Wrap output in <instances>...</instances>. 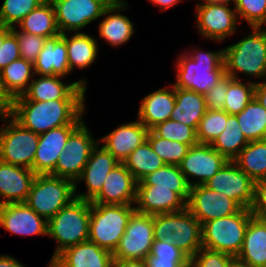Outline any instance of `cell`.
<instances>
[{"label": "cell", "instance_id": "cell-52", "mask_svg": "<svg viewBox=\"0 0 266 267\" xmlns=\"http://www.w3.org/2000/svg\"><path fill=\"white\" fill-rule=\"evenodd\" d=\"M191 259H160L148 255L144 259L146 267H190Z\"/></svg>", "mask_w": 266, "mask_h": 267}, {"label": "cell", "instance_id": "cell-12", "mask_svg": "<svg viewBox=\"0 0 266 267\" xmlns=\"http://www.w3.org/2000/svg\"><path fill=\"white\" fill-rule=\"evenodd\" d=\"M204 185L234 200L241 208L252 206L254 181L233 161H228Z\"/></svg>", "mask_w": 266, "mask_h": 267}, {"label": "cell", "instance_id": "cell-26", "mask_svg": "<svg viewBox=\"0 0 266 267\" xmlns=\"http://www.w3.org/2000/svg\"><path fill=\"white\" fill-rule=\"evenodd\" d=\"M35 75L39 76H66L71 71L67 57L65 34L49 38L33 63Z\"/></svg>", "mask_w": 266, "mask_h": 267}, {"label": "cell", "instance_id": "cell-56", "mask_svg": "<svg viewBox=\"0 0 266 267\" xmlns=\"http://www.w3.org/2000/svg\"><path fill=\"white\" fill-rule=\"evenodd\" d=\"M0 267H24V266L12 256L0 255Z\"/></svg>", "mask_w": 266, "mask_h": 267}, {"label": "cell", "instance_id": "cell-43", "mask_svg": "<svg viewBox=\"0 0 266 267\" xmlns=\"http://www.w3.org/2000/svg\"><path fill=\"white\" fill-rule=\"evenodd\" d=\"M152 130L162 138L187 144L190 147L197 144L196 131L182 122L168 119L158 123Z\"/></svg>", "mask_w": 266, "mask_h": 267}, {"label": "cell", "instance_id": "cell-20", "mask_svg": "<svg viewBox=\"0 0 266 267\" xmlns=\"http://www.w3.org/2000/svg\"><path fill=\"white\" fill-rule=\"evenodd\" d=\"M99 143L93 148L88 162L76 183L85 180L86 193L75 192L76 198L91 201L102 189L106 176L120 162Z\"/></svg>", "mask_w": 266, "mask_h": 267}, {"label": "cell", "instance_id": "cell-34", "mask_svg": "<svg viewBox=\"0 0 266 267\" xmlns=\"http://www.w3.org/2000/svg\"><path fill=\"white\" fill-rule=\"evenodd\" d=\"M137 185H155V188H175V192L187 203L190 192L185 175L179 165L166 164L144 177Z\"/></svg>", "mask_w": 266, "mask_h": 267}, {"label": "cell", "instance_id": "cell-57", "mask_svg": "<svg viewBox=\"0 0 266 267\" xmlns=\"http://www.w3.org/2000/svg\"><path fill=\"white\" fill-rule=\"evenodd\" d=\"M151 1L154 5L160 6V10H166L177 3H179L181 0H149Z\"/></svg>", "mask_w": 266, "mask_h": 267}, {"label": "cell", "instance_id": "cell-50", "mask_svg": "<svg viewBox=\"0 0 266 267\" xmlns=\"http://www.w3.org/2000/svg\"><path fill=\"white\" fill-rule=\"evenodd\" d=\"M154 240H169L172 242V212L153 215Z\"/></svg>", "mask_w": 266, "mask_h": 267}, {"label": "cell", "instance_id": "cell-17", "mask_svg": "<svg viewBox=\"0 0 266 267\" xmlns=\"http://www.w3.org/2000/svg\"><path fill=\"white\" fill-rule=\"evenodd\" d=\"M137 180L123 163L117 164L106 176L101 191L90 201L104 205H132L135 203Z\"/></svg>", "mask_w": 266, "mask_h": 267}, {"label": "cell", "instance_id": "cell-21", "mask_svg": "<svg viewBox=\"0 0 266 267\" xmlns=\"http://www.w3.org/2000/svg\"><path fill=\"white\" fill-rule=\"evenodd\" d=\"M135 205L136 212L148 215L186 208V202L175 192V188H155V185H137Z\"/></svg>", "mask_w": 266, "mask_h": 267}, {"label": "cell", "instance_id": "cell-27", "mask_svg": "<svg viewBox=\"0 0 266 267\" xmlns=\"http://www.w3.org/2000/svg\"><path fill=\"white\" fill-rule=\"evenodd\" d=\"M161 88L145 96L138 111V120L149 130L170 119L175 107V87Z\"/></svg>", "mask_w": 266, "mask_h": 267}, {"label": "cell", "instance_id": "cell-59", "mask_svg": "<svg viewBox=\"0 0 266 267\" xmlns=\"http://www.w3.org/2000/svg\"><path fill=\"white\" fill-rule=\"evenodd\" d=\"M204 4L218 3V4H229L230 1L234 3V0H202Z\"/></svg>", "mask_w": 266, "mask_h": 267}, {"label": "cell", "instance_id": "cell-51", "mask_svg": "<svg viewBox=\"0 0 266 267\" xmlns=\"http://www.w3.org/2000/svg\"><path fill=\"white\" fill-rule=\"evenodd\" d=\"M250 211L254 217L266 220V179L254 182V200Z\"/></svg>", "mask_w": 266, "mask_h": 267}, {"label": "cell", "instance_id": "cell-24", "mask_svg": "<svg viewBox=\"0 0 266 267\" xmlns=\"http://www.w3.org/2000/svg\"><path fill=\"white\" fill-rule=\"evenodd\" d=\"M149 129L139 120L125 123L102 137L100 141L120 163L129 156L138 146L147 140Z\"/></svg>", "mask_w": 266, "mask_h": 267}, {"label": "cell", "instance_id": "cell-8", "mask_svg": "<svg viewBox=\"0 0 266 267\" xmlns=\"http://www.w3.org/2000/svg\"><path fill=\"white\" fill-rule=\"evenodd\" d=\"M1 120L8 124L0 128V160L33 171L39 134L24 128L11 115L0 117Z\"/></svg>", "mask_w": 266, "mask_h": 267}, {"label": "cell", "instance_id": "cell-53", "mask_svg": "<svg viewBox=\"0 0 266 267\" xmlns=\"http://www.w3.org/2000/svg\"><path fill=\"white\" fill-rule=\"evenodd\" d=\"M15 98L7 90L0 72V117L11 115Z\"/></svg>", "mask_w": 266, "mask_h": 267}, {"label": "cell", "instance_id": "cell-19", "mask_svg": "<svg viewBox=\"0 0 266 267\" xmlns=\"http://www.w3.org/2000/svg\"><path fill=\"white\" fill-rule=\"evenodd\" d=\"M79 125H64L39 135L33 160V172L36 175L51 174L54 171L60 154L64 152L68 137Z\"/></svg>", "mask_w": 266, "mask_h": 267}, {"label": "cell", "instance_id": "cell-38", "mask_svg": "<svg viewBox=\"0 0 266 267\" xmlns=\"http://www.w3.org/2000/svg\"><path fill=\"white\" fill-rule=\"evenodd\" d=\"M0 72L7 90L14 98L22 96L27 91L28 84L31 83L30 78L33 79L35 76L33 64L21 57L12 61Z\"/></svg>", "mask_w": 266, "mask_h": 267}, {"label": "cell", "instance_id": "cell-47", "mask_svg": "<svg viewBox=\"0 0 266 267\" xmlns=\"http://www.w3.org/2000/svg\"><path fill=\"white\" fill-rule=\"evenodd\" d=\"M233 78L229 75H225L221 78L215 86H213L209 91L204 95L205 106L207 110H223L225 98L227 94L228 83Z\"/></svg>", "mask_w": 266, "mask_h": 267}, {"label": "cell", "instance_id": "cell-2", "mask_svg": "<svg viewBox=\"0 0 266 267\" xmlns=\"http://www.w3.org/2000/svg\"><path fill=\"white\" fill-rule=\"evenodd\" d=\"M182 54L178 58L175 88L205 95L225 74L224 51ZM194 52V53H193Z\"/></svg>", "mask_w": 266, "mask_h": 267}, {"label": "cell", "instance_id": "cell-35", "mask_svg": "<svg viewBox=\"0 0 266 267\" xmlns=\"http://www.w3.org/2000/svg\"><path fill=\"white\" fill-rule=\"evenodd\" d=\"M248 142L238 124L236 115L228 114L224 131L210 145L228 161H233Z\"/></svg>", "mask_w": 266, "mask_h": 267}, {"label": "cell", "instance_id": "cell-15", "mask_svg": "<svg viewBox=\"0 0 266 267\" xmlns=\"http://www.w3.org/2000/svg\"><path fill=\"white\" fill-rule=\"evenodd\" d=\"M62 76H40L31 79L27 91L15 101L85 100L86 79L64 84Z\"/></svg>", "mask_w": 266, "mask_h": 267}, {"label": "cell", "instance_id": "cell-55", "mask_svg": "<svg viewBox=\"0 0 266 267\" xmlns=\"http://www.w3.org/2000/svg\"><path fill=\"white\" fill-rule=\"evenodd\" d=\"M255 98L266 109V81L255 83Z\"/></svg>", "mask_w": 266, "mask_h": 267}, {"label": "cell", "instance_id": "cell-31", "mask_svg": "<svg viewBox=\"0 0 266 267\" xmlns=\"http://www.w3.org/2000/svg\"><path fill=\"white\" fill-rule=\"evenodd\" d=\"M17 26L20 27L19 31L47 39L61 34L56 23L54 7L50 0H46L31 11Z\"/></svg>", "mask_w": 266, "mask_h": 267}, {"label": "cell", "instance_id": "cell-40", "mask_svg": "<svg viewBox=\"0 0 266 267\" xmlns=\"http://www.w3.org/2000/svg\"><path fill=\"white\" fill-rule=\"evenodd\" d=\"M147 141L153 151L169 165H179L190 149L187 144L159 137L152 129L148 132Z\"/></svg>", "mask_w": 266, "mask_h": 267}, {"label": "cell", "instance_id": "cell-49", "mask_svg": "<svg viewBox=\"0 0 266 267\" xmlns=\"http://www.w3.org/2000/svg\"><path fill=\"white\" fill-rule=\"evenodd\" d=\"M19 44L16 34L11 31L0 48V71L12 61L20 58Z\"/></svg>", "mask_w": 266, "mask_h": 267}, {"label": "cell", "instance_id": "cell-37", "mask_svg": "<svg viewBox=\"0 0 266 267\" xmlns=\"http://www.w3.org/2000/svg\"><path fill=\"white\" fill-rule=\"evenodd\" d=\"M236 117L249 142L266 139V109L255 97Z\"/></svg>", "mask_w": 266, "mask_h": 267}, {"label": "cell", "instance_id": "cell-41", "mask_svg": "<svg viewBox=\"0 0 266 267\" xmlns=\"http://www.w3.org/2000/svg\"><path fill=\"white\" fill-rule=\"evenodd\" d=\"M46 0H4L0 8V25L14 28L31 11Z\"/></svg>", "mask_w": 266, "mask_h": 267}, {"label": "cell", "instance_id": "cell-11", "mask_svg": "<svg viewBox=\"0 0 266 267\" xmlns=\"http://www.w3.org/2000/svg\"><path fill=\"white\" fill-rule=\"evenodd\" d=\"M153 234V215L135 211L129 218L118 247L113 252V258L144 260L150 254L154 242Z\"/></svg>", "mask_w": 266, "mask_h": 267}, {"label": "cell", "instance_id": "cell-25", "mask_svg": "<svg viewBox=\"0 0 266 267\" xmlns=\"http://www.w3.org/2000/svg\"><path fill=\"white\" fill-rule=\"evenodd\" d=\"M202 225L187 208L172 212V242L190 259L202 248Z\"/></svg>", "mask_w": 266, "mask_h": 267}, {"label": "cell", "instance_id": "cell-42", "mask_svg": "<svg viewBox=\"0 0 266 267\" xmlns=\"http://www.w3.org/2000/svg\"><path fill=\"white\" fill-rule=\"evenodd\" d=\"M227 119L224 110H206L196 130L198 143L211 144L224 131Z\"/></svg>", "mask_w": 266, "mask_h": 267}, {"label": "cell", "instance_id": "cell-23", "mask_svg": "<svg viewBox=\"0 0 266 267\" xmlns=\"http://www.w3.org/2000/svg\"><path fill=\"white\" fill-rule=\"evenodd\" d=\"M36 174L0 160V205L25 202Z\"/></svg>", "mask_w": 266, "mask_h": 267}, {"label": "cell", "instance_id": "cell-18", "mask_svg": "<svg viewBox=\"0 0 266 267\" xmlns=\"http://www.w3.org/2000/svg\"><path fill=\"white\" fill-rule=\"evenodd\" d=\"M0 226L16 235H47L48 221L25 202L0 205Z\"/></svg>", "mask_w": 266, "mask_h": 267}, {"label": "cell", "instance_id": "cell-46", "mask_svg": "<svg viewBox=\"0 0 266 267\" xmlns=\"http://www.w3.org/2000/svg\"><path fill=\"white\" fill-rule=\"evenodd\" d=\"M236 257L202 247L190 260V267H231Z\"/></svg>", "mask_w": 266, "mask_h": 267}, {"label": "cell", "instance_id": "cell-7", "mask_svg": "<svg viewBox=\"0 0 266 267\" xmlns=\"http://www.w3.org/2000/svg\"><path fill=\"white\" fill-rule=\"evenodd\" d=\"M252 213L241 208L237 213L202 224V247L236 257L242 247Z\"/></svg>", "mask_w": 266, "mask_h": 267}, {"label": "cell", "instance_id": "cell-60", "mask_svg": "<svg viewBox=\"0 0 266 267\" xmlns=\"http://www.w3.org/2000/svg\"><path fill=\"white\" fill-rule=\"evenodd\" d=\"M231 267H251V266L235 258L231 263Z\"/></svg>", "mask_w": 266, "mask_h": 267}, {"label": "cell", "instance_id": "cell-10", "mask_svg": "<svg viewBox=\"0 0 266 267\" xmlns=\"http://www.w3.org/2000/svg\"><path fill=\"white\" fill-rule=\"evenodd\" d=\"M61 34L78 32L92 21L104 16L113 0H50Z\"/></svg>", "mask_w": 266, "mask_h": 267}, {"label": "cell", "instance_id": "cell-58", "mask_svg": "<svg viewBox=\"0 0 266 267\" xmlns=\"http://www.w3.org/2000/svg\"><path fill=\"white\" fill-rule=\"evenodd\" d=\"M12 31V28L0 25V48L3 44L4 38Z\"/></svg>", "mask_w": 266, "mask_h": 267}, {"label": "cell", "instance_id": "cell-30", "mask_svg": "<svg viewBox=\"0 0 266 267\" xmlns=\"http://www.w3.org/2000/svg\"><path fill=\"white\" fill-rule=\"evenodd\" d=\"M206 110L204 95L175 88V107L171 120L182 122L196 131Z\"/></svg>", "mask_w": 266, "mask_h": 267}, {"label": "cell", "instance_id": "cell-5", "mask_svg": "<svg viewBox=\"0 0 266 267\" xmlns=\"http://www.w3.org/2000/svg\"><path fill=\"white\" fill-rule=\"evenodd\" d=\"M132 205H104L90 202L89 241L113 254L125 233Z\"/></svg>", "mask_w": 266, "mask_h": 267}, {"label": "cell", "instance_id": "cell-6", "mask_svg": "<svg viewBox=\"0 0 266 267\" xmlns=\"http://www.w3.org/2000/svg\"><path fill=\"white\" fill-rule=\"evenodd\" d=\"M77 184L50 174L36 175L25 203L47 221L76 199Z\"/></svg>", "mask_w": 266, "mask_h": 267}, {"label": "cell", "instance_id": "cell-39", "mask_svg": "<svg viewBox=\"0 0 266 267\" xmlns=\"http://www.w3.org/2000/svg\"><path fill=\"white\" fill-rule=\"evenodd\" d=\"M255 81L243 83L232 79L228 83L224 111L229 115H236L244 110L247 104L255 97Z\"/></svg>", "mask_w": 266, "mask_h": 267}, {"label": "cell", "instance_id": "cell-13", "mask_svg": "<svg viewBox=\"0 0 266 267\" xmlns=\"http://www.w3.org/2000/svg\"><path fill=\"white\" fill-rule=\"evenodd\" d=\"M186 208L201 225L207 221L233 215L241 209L234 200L205 185L190 187Z\"/></svg>", "mask_w": 266, "mask_h": 267}, {"label": "cell", "instance_id": "cell-22", "mask_svg": "<svg viewBox=\"0 0 266 267\" xmlns=\"http://www.w3.org/2000/svg\"><path fill=\"white\" fill-rule=\"evenodd\" d=\"M113 254L91 241L66 248L48 267H111Z\"/></svg>", "mask_w": 266, "mask_h": 267}, {"label": "cell", "instance_id": "cell-29", "mask_svg": "<svg viewBox=\"0 0 266 267\" xmlns=\"http://www.w3.org/2000/svg\"><path fill=\"white\" fill-rule=\"evenodd\" d=\"M236 258L251 267H266V220L250 218Z\"/></svg>", "mask_w": 266, "mask_h": 267}, {"label": "cell", "instance_id": "cell-32", "mask_svg": "<svg viewBox=\"0 0 266 267\" xmlns=\"http://www.w3.org/2000/svg\"><path fill=\"white\" fill-rule=\"evenodd\" d=\"M67 57L70 71L74 66L79 69L89 67L97 58V41L86 33L77 32L71 37L65 33Z\"/></svg>", "mask_w": 266, "mask_h": 267}, {"label": "cell", "instance_id": "cell-16", "mask_svg": "<svg viewBox=\"0 0 266 267\" xmlns=\"http://www.w3.org/2000/svg\"><path fill=\"white\" fill-rule=\"evenodd\" d=\"M229 4H198L197 29L202 37L217 41L224 40L234 34L238 25V16L235 9Z\"/></svg>", "mask_w": 266, "mask_h": 267}, {"label": "cell", "instance_id": "cell-9", "mask_svg": "<svg viewBox=\"0 0 266 267\" xmlns=\"http://www.w3.org/2000/svg\"><path fill=\"white\" fill-rule=\"evenodd\" d=\"M90 133L83 121L68 137L64 152L60 154L50 175L68 179L76 184L93 148L99 142Z\"/></svg>", "mask_w": 266, "mask_h": 267}, {"label": "cell", "instance_id": "cell-54", "mask_svg": "<svg viewBox=\"0 0 266 267\" xmlns=\"http://www.w3.org/2000/svg\"><path fill=\"white\" fill-rule=\"evenodd\" d=\"M111 267H146L144 260H123L119 258H113Z\"/></svg>", "mask_w": 266, "mask_h": 267}, {"label": "cell", "instance_id": "cell-48", "mask_svg": "<svg viewBox=\"0 0 266 267\" xmlns=\"http://www.w3.org/2000/svg\"><path fill=\"white\" fill-rule=\"evenodd\" d=\"M150 255L160 259H190L169 240H154Z\"/></svg>", "mask_w": 266, "mask_h": 267}, {"label": "cell", "instance_id": "cell-1", "mask_svg": "<svg viewBox=\"0 0 266 267\" xmlns=\"http://www.w3.org/2000/svg\"><path fill=\"white\" fill-rule=\"evenodd\" d=\"M84 100L15 101L11 116L36 134L69 124H81Z\"/></svg>", "mask_w": 266, "mask_h": 267}, {"label": "cell", "instance_id": "cell-3", "mask_svg": "<svg viewBox=\"0 0 266 267\" xmlns=\"http://www.w3.org/2000/svg\"><path fill=\"white\" fill-rule=\"evenodd\" d=\"M251 28L252 33L223 49L225 74L236 80L238 72L266 79V28Z\"/></svg>", "mask_w": 266, "mask_h": 267}, {"label": "cell", "instance_id": "cell-44", "mask_svg": "<svg viewBox=\"0 0 266 267\" xmlns=\"http://www.w3.org/2000/svg\"><path fill=\"white\" fill-rule=\"evenodd\" d=\"M238 19L246 20L251 27L266 24V0H234Z\"/></svg>", "mask_w": 266, "mask_h": 267}, {"label": "cell", "instance_id": "cell-33", "mask_svg": "<svg viewBox=\"0 0 266 267\" xmlns=\"http://www.w3.org/2000/svg\"><path fill=\"white\" fill-rule=\"evenodd\" d=\"M233 162L254 182L266 179V139L248 142Z\"/></svg>", "mask_w": 266, "mask_h": 267}, {"label": "cell", "instance_id": "cell-14", "mask_svg": "<svg viewBox=\"0 0 266 267\" xmlns=\"http://www.w3.org/2000/svg\"><path fill=\"white\" fill-rule=\"evenodd\" d=\"M228 160L216 151L210 144L197 143L190 147L186 156L179 164L180 171L190 187L204 185L212 178ZM190 177L197 178L192 182Z\"/></svg>", "mask_w": 266, "mask_h": 267}, {"label": "cell", "instance_id": "cell-36", "mask_svg": "<svg viewBox=\"0 0 266 267\" xmlns=\"http://www.w3.org/2000/svg\"><path fill=\"white\" fill-rule=\"evenodd\" d=\"M132 176L140 182L144 177L165 166V162L153 151L146 140L123 161Z\"/></svg>", "mask_w": 266, "mask_h": 267}, {"label": "cell", "instance_id": "cell-28", "mask_svg": "<svg viewBox=\"0 0 266 267\" xmlns=\"http://www.w3.org/2000/svg\"><path fill=\"white\" fill-rule=\"evenodd\" d=\"M127 6L129 5L125 1H113L103 13L104 16H107L99 24V35L111 46H119L126 43L135 32L131 20L127 16L120 14Z\"/></svg>", "mask_w": 266, "mask_h": 267}, {"label": "cell", "instance_id": "cell-4", "mask_svg": "<svg viewBox=\"0 0 266 267\" xmlns=\"http://www.w3.org/2000/svg\"><path fill=\"white\" fill-rule=\"evenodd\" d=\"M90 201L74 199L48 220L47 236L57 243L50 264L66 248L88 241Z\"/></svg>", "mask_w": 266, "mask_h": 267}, {"label": "cell", "instance_id": "cell-45", "mask_svg": "<svg viewBox=\"0 0 266 267\" xmlns=\"http://www.w3.org/2000/svg\"><path fill=\"white\" fill-rule=\"evenodd\" d=\"M16 28H12V31L16 34L18 40L20 56L33 64L43 49L47 38L17 31Z\"/></svg>", "mask_w": 266, "mask_h": 267}]
</instances>
